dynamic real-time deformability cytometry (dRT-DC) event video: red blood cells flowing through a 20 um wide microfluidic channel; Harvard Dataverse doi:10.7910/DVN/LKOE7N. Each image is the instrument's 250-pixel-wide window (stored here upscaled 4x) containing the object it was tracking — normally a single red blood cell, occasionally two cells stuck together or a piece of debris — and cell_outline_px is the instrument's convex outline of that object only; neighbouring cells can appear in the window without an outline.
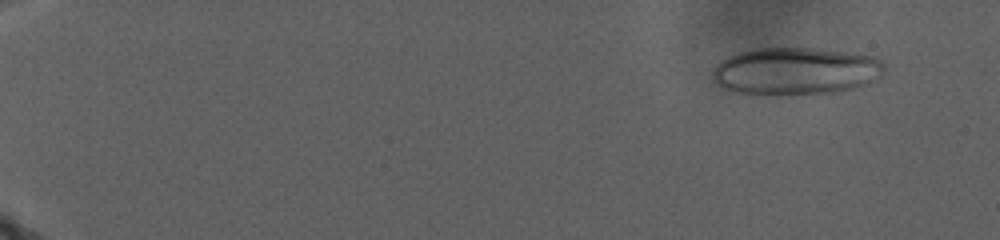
{"species": "human", "species_latin": "Homo sapiens", "temperature_condition": "warm", "stored_images_in_passage": 71, "camera_frame_rate_fps": 3000, "um_per_image_px": 0.085, "donor": {"sex": "male"}, "frame": {"image": 1, "passage_image": 6, "time_ms": 3.333, "image_size_px": [1000, 240], "cell_outline_px": [[884, 68], [880, 76], [852, 88], [832, 92], [776, 96], [740, 92], [724, 88], [712, 80], [712, 72], [716, 64], [728, 56], [740, 52], [756, 48], [812, 48], [876, 56], [884, 60]], "centroid_in_image_um": [67.59, 6.04], "position_along_channel_um": 17.4, "area_um2": 47.4}}
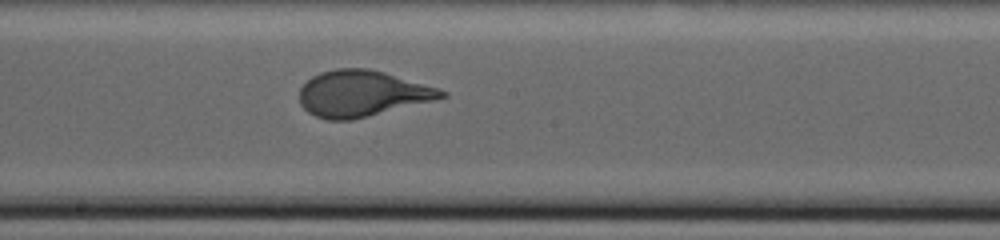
{"frame": {"image": 2, "passage_image": 58, "time_ms": 23.333, "image_size_px": [1000, 240], "cell_outline_px": [[448, 96], [352, 120], [324, 120], [308, 112], [300, 104], [300, 88], [312, 76], [320, 72], [336, 68], [368, 68], [384, 72], [440, 88], [448, 92]], "centroid_in_image_um": [30.75, 7.94], "position_along_channel_um": 217.4, "area_um2": 37.97}}
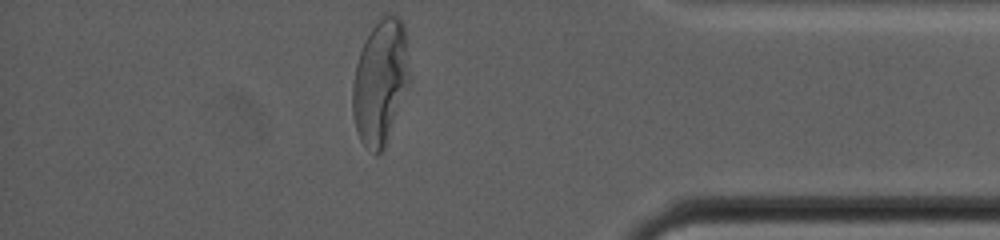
{"frame": {"image": 3, "passage_image": 71, "time_ms": 34.0, "image_size_px": [1000, 240], "cell_outline_px": [[408, 84], [384, 148], [376, 156], [360, 140], [356, 128], [352, 112], [352, 84], [356, 64], [364, 40], [372, 28], [384, 12], [400, 16], [404, 24], [408, 68]], "centroid_in_image_um": [32.3, 6.92], "position_along_channel_um": 402.9, "area_um2": 40.98}}